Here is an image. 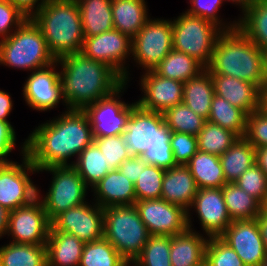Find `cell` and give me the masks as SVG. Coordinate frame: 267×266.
<instances>
[{
  "label": "cell",
  "instance_id": "cell-1",
  "mask_svg": "<svg viewBox=\"0 0 267 266\" xmlns=\"http://www.w3.org/2000/svg\"><path fill=\"white\" fill-rule=\"evenodd\" d=\"M60 116V117H59ZM58 118L39 125L25 140L26 154L37 170L70 165L94 141L89 118L83 110H67Z\"/></svg>",
  "mask_w": 267,
  "mask_h": 266
},
{
  "label": "cell",
  "instance_id": "cell-2",
  "mask_svg": "<svg viewBox=\"0 0 267 266\" xmlns=\"http://www.w3.org/2000/svg\"><path fill=\"white\" fill-rule=\"evenodd\" d=\"M62 68L60 81L67 110H84L87 106L110 96L125 82L110 66L83 53L57 60Z\"/></svg>",
  "mask_w": 267,
  "mask_h": 266
},
{
  "label": "cell",
  "instance_id": "cell-3",
  "mask_svg": "<svg viewBox=\"0 0 267 266\" xmlns=\"http://www.w3.org/2000/svg\"><path fill=\"white\" fill-rule=\"evenodd\" d=\"M206 68L211 75L235 77L251 82L261 90L267 85L265 51L238 27L220 34Z\"/></svg>",
  "mask_w": 267,
  "mask_h": 266
},
{
  "label": "cell",
  "instance_id": "cell-4",
  "mask_svg": "<svg viewBox=\"0 0 267 266\" xmlns=\"http://www.w3.org/2000/svg\"><path fill=\"white\" fill-rule=\"evenodd\" d=\"M171 133L163 113L145 110L137 104L122 136L132 156H140L148 165L166 170L177 166L170 144Z\"/></svg>",
  "mask_w": 267,
  "mask_h": 266
},
{
  "label": "cell",
  "instance_id": "cell-5",
  "mask_svg": "<svg viewBox=\"0 0 267 266\" xmlns=\"http://www.w3.org/2000/svg\"><path fill=\"white\" fill-rule=\"evenodd\" d=\"M31 19L40 28L56 60L81 52L83 25L75 0H48Z\"/></svg>",
  "mask_w": 267,
  "mask_h": 266
},
{
  "label": "cell",
  "instance_id": "cell-6",
  "mask_svg": "<svg viewBox=\"0 0 267 266\" xmlns=\"http://www.w3.org/2000/svg\"><path fill=\"white\" fill-rule=\"evenodd\" d=\"M56 61L40 28L31 18H27L10 36L0 40L1 65L31 72Z\"/></svg>",
  "mask_w": 267,
  "mask_h": 266
},
{
  "label": "cell",
  "instance_id": "cell-7",
  "mask_svg": "<svg viewBox=\"0 0 267 266\" xmlns=\"http://www.w3.org/2000/svg\"><path fill=\"white\" fill-rule=\"evenodd\" d=\"M149 236L135 205L104 208V237L130 265L141 254Z\"/></svg>",
  "mask_w": 267,
  "mask_h": 266
},
{
  "label": "cell",
  "instance_id": "cell-8",
  "mask_svg": "<svg viewBox=\"0 0 267 266\" xmlns=\"http://www.w3.org/2000/svg\"><path fill=\"white\" fill-rule=\"evenodd\" d=\"M173 49L194 57L204 67L210 64L216 42L224 31L213 22L186 11L172 21Z\"/></svg>",
  "mask_w": 267,
  "mask_h": 266
},
{
  "label": "cell",
  "instance_id": "cell-9",
  "mask_svg": "<svg viewBox=\"0 0 267 266\" xmlns=\"http://www.w3.org/2000/svg\"><path fill=\"white\" fill-rule=\"evenodd\" d=\"M38 171H48L53 175L48 192L40 198L50 222L69 208L86 203L89 187L73 165H54Z\"/></svg>",
  "mask_w": 267,
  "mask_h": 266
},
{
  "label": "cell",
  "instance_id": "cell-10",
  "mask_svg": "<svg viewBox=\"0 0 267 266\" xmlns=\"http://www.w3.org/2000/svg\"><path fill=\"white\" fill-rule=\"evenodd\" d=\"M131 55L145 71L154 68L173 49L172 20L149 19L132 38Z\"/></svg>",
  "mask_w": 267,
  "mask_h": 266
},
{
  "label": "cell",
  "instance_id": "cell-11",
  "mask_svg": "<svg viewBox=\"0 0 267 266\" xmlns=\"http://www.w3.org/2000/svg\"><path fill=\"white\" fill-rule=\"evenodd\" d=\"M21 147L22 164L13 161L0 172V205L9 211L28 205L38 197V187L33 184L28 172L34 174L39 171L26 154V142Z\"/></svg>",
  "mask_w": 267,
  "mask_h": 266
},
{
  "label": "cell",
  "instance_id": "cell-12",
  "mask_svg": "<svg viewBox=\"0 0 267 266\" xmlns=\"http://www.w3.org/2000/svg\"><path fill=\"white\" fill-rule=\"evenodd\" d=\"M38 197L30 204L9 211L7 235H12V242L31 245H46L51 222Z\"/></svg>",
  "mask_w": 267,
  "mask_h": 266
},
{
  "label": "cell",
  "instance_id": "cell-13",
  "mask_svg": "<svg viewBox=\"0 0 267 266\" xmlns=\"http://www.w3.org/2000/svg\"><path fill=\"white\" fill-rule=\"evenodd\" d=\"M126 84L124 83L110 96L98 100L83 110L89 118L94 137L123 134L130 113L137 105V102L126 104L124 101L119 100Z\"/></svg>",
  "mask_w": 267,
  "mask_h": 266
},
{
  "label": "cell",
  "instance_id": "cell-14",
  "mask_svg": "<svg viewBox=\"0 0 267 266\" xmlns=\"http://www.w3.org/2000/svg\"><path fill=\"white\" fill-rule=\"evenodd\" d=\"M132 39L113 29L93 37H84L81 53L85 56L106 63L113 68L127 83L129 74L125 59L131 54Z\"/></svg>",
  "mask_w": 267,
  "mask_h": 266
},
{
  "label": "cell",
  "instance_id": "cell-15",
  "mask_svg": "<svg viewBox=\"0 0 267 266\" xmlns=\"http://www.w3.org/2000/svg\"><path fill=\"white\" fill-rule=\"evenodd\" d=\"M150 235L175 236L188 227V211L163 199L140 200L134 203Z\"/></svg>",
  "mask_w": 267,
  "mask_h": 266
},
{
  "label": "cell",
  "instance_id": "cell-16",
  "mask_svg": "<svg viewBox=\"0 0 267 266\" xmlns=\"http://www.w3.org/2000/svg\"><path fill=\"white\" fill-rule=\"evenodd\" d=\"M82 203L58 215L50 231H61L73 235L84 243L104 237V208L96 203Z\"/></svg>",
  "mask_w": 267,
  "mask_h": 266
},
{
  "label": "cell",
  "instance_id": "cell-17",
  "mask_svg": "<svg viewBox=\"0 0 267 266\" xmlns=\"http://www.w3.org/2000/svg\"><path fill=\"white\" fill-rule=\"evenodd\" d=\"M220 238L235 250L245 266H260L267 256L256 219L232 221Z\"/></svg>",
  "mask_w": 267,
  "mask_h": 266
},
{
  "label": "cell",
  "instance_id": "cell-18",
  "mask_svg": "<svg viewBox=\"0 0 267 266\" xmlns=\"http://www.w3.org/2000/svg\"><path fill=\"white\" fill-rule=\"evenodd\" d=\"M58 62L32 71L23 87V96L29 107L38 111L53 109L64 98L60 81V71L56 72Z\"/></svg>",
  "mask_w": 267,
  "mask_h": 266
},
{
  "label": "cell",
  "instance_id": "cell-19",
  "mask_svg": "<svg viewBox=\"0 0 267 266\" xmlns=\"http://www.w3.org/2000/svg\"><path fill=\"white\" fill-rule=\"evenodd\" d=\"M144 73L140 79L144 96L137 101L141 108L164 113L168 108L183 102V82L163 78L153 70Z\"/></svg>",
  "mask_w": 267,
  "mask_h": 266
},
{
  "label": "cell",
  "instance_id": "cell-20",
  "mask_svg": "<svg viewBox=\"0 0 267 266\" xmlns=\"http://www.w3.org/2000/svg\"><path fill=\"white\" fill-rule=\"evenodd\" d=\"M195 208L203 231L210 237H220L231 224L222 188H200L191 208Z\"/></svg>",
  "mask_w": 267,
  "mask_h": 266
},
{
  "label": "cell",
  "instance_id": "cell-21",
  "mask_svg": "<svg viewBox=\"0 0 267 266\" xmlns=\"http://www.w3.org/2000/svg\"><path fill=\"white\" fill-rule=\"evenodd\" d=\"M197 191L195 180L186 165H177L165 170L162 180L161 199L188 211L189 229H192L189 211Z\"/></svg>",
  "mask_w": 267,
  "mask_h": 266
},
{
  "label": "cell",
  "instance_id": "cell-22",
  "mask_svg": "<svg viewBox=\"0 0 267 266\" xmlns=\"http://www.w3.org/2000/svg\"><path fill=\"white\" fill-rule=\"evenodd\" d=\"M214 92L246 115L261 109V89L255 84L226 75H211Z\"/></svg>",
  "mask_w": 267,
  "mask_h": 266
},
{
  "label": "cell",
  "instance_id": "cell-23",
  "mask_svg": "<svg viewBox=\"0 0 267 266\" xmlns=\"http://www.w3.org/2000/svg\"><path fill=\"white\" fill-rule=\"evenodd\" d=\"M95 202L102 208L109 206L134 205L135 186L119 169L110 170L92 187Z\"/></svg>",
  "mask_w": 267,
  "mask_h": 266
},
{
  "label": "cell",
  "instance_id": "cell-24",
  "mask_svg": "<svg viewBox=\"0 0 267 266\" xmlns=\"http://www.w3.org/2000/svg\"><path fill=\"white\" fill-rule=\"evenodd\" d=\"M188 229L171 236L170 261L172 266H200L205 262L209 238Z\"/></svg>",
  "mask_w": 267,
  "mask_h": 266
},
{
  "label": "cell",
  "instance_id": "cell-25",
  "mask_svg": "<svg viewBox=\"0 0 267 266\" xmlns=\"http://www.w3.org/2000/svg\"><path fill=\"white\" fill-rule=\"evenodd\" d=\"M84 244L73 235L49 231L46 242L47 266H79Z\"/></svg>",
  "mask_w": 267,
  "mask_h": 266
},
{
  "label": "cell",
  "instance_id": "cell-26",
  "mask_svg": "<svg viewBox=\"0 0 267 266\" xmlns=\"http://www.w3.org/2000/svg\"><path fill=\"white\" fill-rule=\"evenodd\" d=\"M113 27L131 39L150 19L145 0H112Z\"/></svg>",
  "mask_w": 267,
  "mask_h": 266
},
{
  "label": "cell",
  "instance_id": "cell-27",
  "mask_svg": "<svg viewBox=\"0 0 267 266\" xmlns=\"http://www.w3.org/2000/svg\"><path fill=\"white\" fill-rule=\"evenodd\" d=\"M214 94L213 80L206 67L196 76L184 82L183 103L206 120L209 118Z\"/></svg>",
  "mask_w": 267,
  "mask_h": 266
},
{
  "label": "cell",
  "instance_id": "cell-28",
  "mask_svg": "<svg viewBox=\"0 0 267 266\" xmlns=\"http://www.w3.org/2000/svg\"><path fill=\"white\" fill-rule=\"evenodd\" d=\"M80 9L84 37H93L111 31L112 0H75Z\"/></svg>",
  "mask_w": 267,
  "mask_h": 266
},
{
  "label": "cell",
  "instance_id": "cell-29",
  "mask_svg": "<svg viewBox=\"0 0 267 266\" xmlns=\"http://www.w3.org/2000/svg\"><path fill=\"white\" fill-rule=\"evenodd\" d=\"M197 188H222L226 184L219 156L197 151L186 164Z\"/></svg>",
  "mask_w": 267,
  "mask_h": 266
},
{
  "label": "cell",
  "instance_id": "cell-30",
  "mask_svg": "<svg viewBox=\"0 0 267 266\" xmlns=\"http://www.w3.org/2000/svg\"><path fill=\"white\" fill-rule=\"evenodd\" d=\"M256 148L244 137L219 156L226 182H234L240 175L255 164Z\"/></svg>",
  "mask_w": 267,
  "mask_h": 266
},
{
  "label": "cell",
  "instance_id": "cell-31",
  "mask_svg": "<svg viewBox=\"0 0 267 266\" xmlns=\"http://www.w3.org/2000/svg\"><path fill=\"white\" fill-rule=\"evenodd\" d=\"M222 192L228 214L232 221L251 220L260 214L262 204L234 182L224 184Z\"/></svg>",
  "mask_w": 267,
  "mask_h": 266
},
{
  "label": "cell",
  "instance_id": "cell-32",
  "mask_svg": "<svg viewBox=\"0 0 267 266\" xmlns=\"http://www.w3.org/2000/svg\"><path fill=\"white\" fill-rule=\"evenodd\" d=\"M238 28L260 49L267 50V0H253Z\"/></svg>",
  "mask_w": 267,
  "mask_h": 266
},
{
  "label": "cell",
  "instance_id": "cell-33",
  "mask_svg": "<svg viewBox=\"0 0 267 266\" xmlns=\"http://www.w3.org/2000/svg\"><path fill=\"white\" fill-rule=\"evenodd\" d=\"M204 68L194 57L172 49L153 71L163 78L175 79L184 83Z\"/></svg>",
  "mask_w": 267,
  "mask_h": 266
},
{
  "label": "cell",
  "instance_id": "cell-34",
  "mask_svg": "<svg viewBox=\"0 0 267 266\" xmlns=\"http://www.w3.org/2000/svg\"><path fill=\"white\" fill-rule=\"evenodd\" d=\"M0 266H47L46 245L10 241L0 247Z\"/></svg>",
  "mask_w": 267,
  "mask_h": 266
},
{
  "label": "cell",
  "instance_id": "cell-35",
  "mask_svg": "<svg viewBox=\"0 0 267 266\" xmlns=\"http://www.w3.org/2000/svg\"><path fill=\"white\" fill-rule=\"evenodd\" d=\"M70 165L76 168L79 176L91 188L110 171L104 154L99 150V147L94 141Z\"/></svg>",
  "mask_w": 267,
  "mask_h": 266
},
{
  "label": "cell",
  "instance_id": "cell-36",
  "mask_svg": "<svg viewBox=\"0 0 267 266\" xmlns=\"http://www.w3.org/2000/svg\"><path fill=\"white\" fill-rule=\"evenodd\" d=\"M207 121L231 130L239 137H245L247 115L216 94L212 98Z\"/></svg>",
  "mask_w": 267,
  "mask_h": 266
},
{
  "label": "cell",
  "instance_id": "cell-37",
  "mask_svg": "<svg viewBox=\"0 0 267 266\" xmlns=\"http://www.w3.org/2000/svg\"><path fill=\"white\" fill-rule=\"evenodd\" d=\"M79 266H130L105 238L84 244Z\"/></svg>",
  "mask_w": 267,
  "mask_h": 266
},
{
  "label": "cell",
  "instance_id": "cell-38",
  "mask_svg": "<svg viewBox=\"0 0 267 266\" xmlns=\"http://www.w3.org/2000/svg\"><path fill=\"white\" fill-rule=\"evenodd\" d=\"M238 138L233 131L206 121L197 135L198 150L221 156Z\"/></svg>",
  "mask_w": 267,
  "mask_h": 266
},
{
  "label": "cell",
  "instance_id": "cell-39",
  "mask_svg": "<svg viewBox=\"0 0 267 266\" xmlns=\"http://www.w3.org/2000/svg\"><path fill=\"white\" fill-rule=\"evenodd\" d=\"M164 120L172 132L186 133L197 136L207 121L196 114L183 102L168 108L164 113Z\"/></svg>",
  "mask_w": 267,
  "mask_h": 266
},
{
  "label": "cell",
  "instance_id": "cell-40",
  "mask_svg": "<svg viewBox=\"0 0 267 266\" xmlns=\"http://www.w3.org/2000/svg\"><path fill=\"white\" fill-rule=\"evenodd\" d=\"M171 236L150 235L133 266H172L170 261Z\"/></svg>",
  "mask_w": 267,
  "mask_h": 266
},
{
  "label": "cell",
  "instance_id": "cell-41",
  "mask_svg": "<svg viewBox=\"0 0 267 266\" xmlns=\"http://www.w3.org/2000/svg\"><path fill=\"white\" fill-rule=\"evenodd\" d=\"M165 169L147 165L134 184L136 201L160 199Z\"/></svg>",
  "mask_w": 267,
  "mask_h": 266
},
{
  "label": "cell",
  "instance_id": "cell-42",
  "mask_svg": "<svg viewBox=\"0 0 267 266\" xmlns=\"http://www.w3.org/2000/svg\"><path fill=\"white\" fill-rule=\"evenodd\" d=\"M208 266H245L238 254L220 237H210L206 247Z\"/></svg>",
  "mask_w": 267,
  "mask_h": 266
},
{
  "label": "cell",
  "instance_id": "cell-43",
  "mask_svg": "<svg viewBox=\"0 0 267 266\" xmlns=\"http://www.w3.org/2000/svg\"><path fill=\"white\" fill-rule=\"evenodd\" d=\"M94 142L104 154L110 170L118 169L123 161L132 157L122 135L94 137Z\"/></svg>",
  "mask_w": 267,
  "mask_h": 266
},
{
  "label": "cell",
  "instance_id": "cell-44",
  "mask_svg": "<svg viewBox=\"0 0 267 266\" xmlns=\"http://www.w3.org/2000/svg\"><path fill=\"white\" fill-rule=\"evenodd\" d=\"M234 183L261 204L264 202L267 193V176L256 163L243 172Z\"/></svg>",
  "mask_w": 267,
  "mask_h": 266
},
{
  "label": "cell",
  "instance_id": "cell-45",
  "mask_svg": "<svg viewBox=\"0 0 267 266\" xmlns=\"http://www.w3.org/2000/svg\"><path fill=\"white\" fill-rule=\"evenodd\" d=\"M224 0H190L191 8L187 9V13L209 20L223 30H231L238 27L239 21H233L227 25L222 23V19L217 16L218 10L222 6Z\"/></svg>",
  "mask_w": 267,
  "mask_h": 266
},
{
  "label": "cell",
  "instance_id": "cell-46",
  "mask_svg": "<svg viewBox=\"0 0 267 266\" xmlns=\"http://www.w3.org/2000/svg\"><path fill=\"white\" fill-rule=\"evenodd\" d=\"M244 138L256 149L267 147V114L262 109L247 115Z\"/></svg>",
  "mask_w": 267,
  "mask_h": 266
},
{
  "label": "cell",
  "instance_id": "cell-47",
  "mask_svg": "<svg viewBox=\"0 0 267 266\" xmlns=\"http://www.w3.org/2000/svg\"><path fill=\"white\" fill-rule=\"evenodd\" d=\"M170 144L177 165H186L198 151L197 136L172 132Z\"/></svg>",
  "mask_w": 267,
  "mask_h": 266
},
{
  "label": "cell",
  "instance_id": "cell-48",
  "mask_svg": "<svg viewBox=\"0 0 267 266\" xmlns=\"http://www.w3.org/2000/svg\"><path fill=\"white\" fill-rule=\"evenodd\" d=\"M28 17L9 0H0V38L10 36ZM13 27V29H12ZM15 28V29H14Z\"/></svg>",
  "mask_w": 267,
  "mask_h": 266
},
{
  "label": "cell",
  "instance_id": "cell-49",
  "mask_svg": "<svg viewBox=\"0 0 267 266\" xmlns=\"http://www.w3.org/2000/svg\"><path fill=\"white\" fill-rule=\"evenodd\" d=\"M147 165V162L140 156H132L131 158L123 161L118 169L124 176L135 184L139 175Z\"/></svg>",
  "mask_w": 267,
  "mask_h": 266
},
{
  "label": "cell",
  "instance_id": "cell-50",
  "mask_svg": "<svg viewBox=\"0 0 267 266\" xmlns=\"http://www.w3.org/2000/svg\"><path fill=\"white\" fill-rule=\"evenodd\" d=\"M9 1L12 2L28 18H31L48 0H9Z\"/></svg>",
  "mask_w": 267,
  "mask_h": 266
},
{
  "label": "cell",
  "instance_id": "cell-51",
  "mask_svg": "<svg viewBox=\"0 0 267 266\" xmlns=\"http://www.w3.org/2000/svg\"><path fill=\"white\" fill-rule=\"evenodd\" d=\"M13 103L9 93L0 90V120L9 122L8 115L12 111Z\"/></svg>",
  "mask_w": 267,
  "mask_h": 266
},
{
  "label": "cell",
  "instance_id": "cell-52",
  "mask_svg": "<svg viewBox=\"0 0 267 266\" xmlns=\"http://www.w3.org/2000/svg\"><path fill=\"white\" fill-rule=\"evenodd\" d=\"M255 219L258 224L265 249L267 251V211L261 209L260 214Z\"/></svg>",
  "mask_w": 267,
  "mask_h": 266
},
{
  "label": "cell",
  "instance_id": "cell-53",
  "mask_svg": "<svg viewBox=\"0 0 267 266\" xmlns=\"http://www.w3.org/2000/svg\"><path fill=\"white\" fill-rule=\"evenodd\" d=\"M16 138H0V159H6L15 147Z\"/></svg>",
  "mask_w": 267,
  "mask_h": 266
},
{
  "label": "cell",
  "instance_id": "cell-54",
  "mask_svg": "<svg viewBox=\"0 0 267 266\" xmlns=\"http://www.w3.org/2000/svg\"><path fill=\"white\" fill-rule=\"evenodd\" d=\"M255 163L267 176V147L257 148Z\"/></svg>",
  "mask_w": 267,
  "mask_h": 266
},
{
  "label": "cell",
  "instance_id": "cell-55",
  "mask_svg": "<svg viewBox=\"0 0 267 266\" xmlns=\"http://www.w3.org/2000/svg\"><path fill=\"white\" fill-rule=\"evenodd\" d=\"M9 210L0 205V238L6 235L8 229Z\"/></svg>",
  "mask_w": 267,
  "mask_h": 266
},
{
  "label": "cell",
  "instance_id": "cell-56",
  "mask_svg": "<svg viewBox=\"0 0 267 266\" xmlns=\"http://www.w3.org/2000/svg\"><path fill=\"white\" fill-rule=\"evenodd\" d=\"M0 138H16L14 128L10 122L0 120Z\"/></svg>",
  "mask_w": 267,
  "mask_h": 266
},
{
  "label": "cell",
  "instance_id": "cell-57",
  "mask_svg": "<svg viewBox=\"0 0 267 266\" xmlns=\"http://www.w3.org/2000/svg\"><path fill=\"white\" fill-rule=\"evenodd\" d=\"M261 109L267 114V85L261 90Z\"/></svg>",
  "mask_w": 267,
  "mask_h": 266
},
{
  "label": "cell",
  "instance_id": "cell-58",
  "mask_svg": "<svg viewBox=\"0 0 267 266\" xmlns=\"http://www.w3.org/2000/svg\"><path fill=\"white\" fill-rule=\"evenodd\" d=\"M229 1H232V3L237 5L239 4V6H241L240 9L242 8V12H244L253 2V0H228V2Z\"/></svg>",
  "mask_w": 267,
  "mask_h": 266
},
{
  "label": "cell",
  "instance_id": "cell-59",
  "mask_svg": "<svg viewBox=\"0 0 267 266\" xmlns=\"http://www.w3.org/2000/svg\"><path fill=\"white\" fill-rule=\"evenodd\" d=\"M8 159H0V172L5 168L8 163H11Z\"/></svg>",
  "mask_w": 267,
  "mask_h": 266
},
{
  "label": "cell",
  "instance_id": "cell-60",
  "mask_svg": "<svg viewBox=\"0 0 267 266\" xmlns=\"http://www.w3.org/2000/svg\"><path fill=\"white\" fill-rule=\"evenodd\" d=\"M262 210L267 211V193L264 202L262 203Z\"/></svg>",
  "mask_w": 267,
  "mask_h": 266
},
{
  "label": "cell",
  "instance_id": "cell-61",
  "mask_svg": "<svg viewBox=\"0 0 267 266\" xmlns=\"http://www.w3.org/2000/svg\"><path fill=\"white\" fill-rule=\"evenodd\" d=\"M265 63H266V74H267V50H265Z\"/></svg>",
  "mask_w": 267,
  "mask_h": 266
},
{
  "label": "cell",
  "instance_id": "cell-62",
  "mask_svg": "<svg viewBox=\"0 0 267 266\" xmlns=\"http://www.w3.org/2000/svg\"><path fill=\"white\" fill-rule=\"evenodd\" d=\"M260 266H267V256H266L265 260L261 263Z\"/></svg>",
  "mask_w": 267,
  "mask_h": 266
},
{
  "label": "cell",
  "instance_id": "cell-63",
  "mask_svg": "<svg viewBox=\"0 0 267 266\" xmlns=\"http://www.w3.org/2000/svg\"><path fill=\"white\" fill-rule=\"evenodd\" d=\"M200 266H208V264L206 262H204L203 264H201Z\"/></svg>",
  "mask_w": 267,
  "mask_h": 266
}]
</instances>
